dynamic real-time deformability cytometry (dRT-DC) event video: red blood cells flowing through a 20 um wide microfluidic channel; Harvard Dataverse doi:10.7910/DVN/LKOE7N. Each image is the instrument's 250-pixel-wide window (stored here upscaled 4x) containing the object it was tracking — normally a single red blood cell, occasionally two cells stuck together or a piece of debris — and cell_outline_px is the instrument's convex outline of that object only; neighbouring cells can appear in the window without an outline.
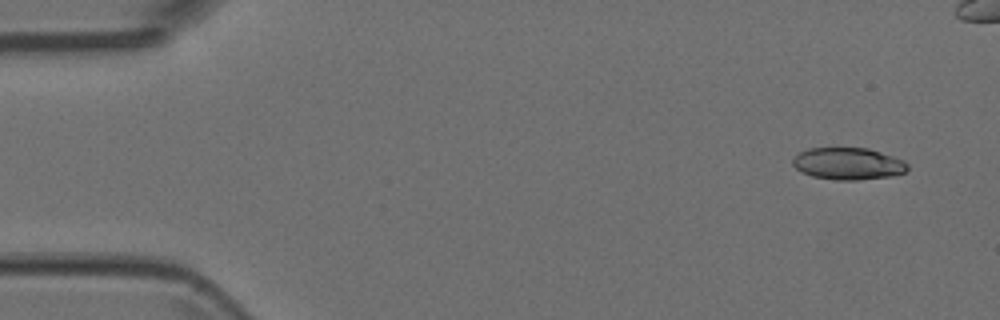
{"species": "Egyptian fruit bat (a non-hibernating species)", "species_latin": "Rousettus aegyptiacus", "temperature_condition": "room temperature", "stored_images_in_passage": 5, "camera_frame_rate_fps": 3000, "um_per_image_px": 0.085, "animal": {"sex": "female"}, "frame": {"image": 1, "passage_image": 1, "time_ms": 0.0, "image_size_px": [1000, 320], "cell_outline_px": [[908, 168], [904, 172], [892, 176], [856, 180], [836, 180], [812, 176], [796, 168], [792, 164], [792, 160], [800, 152], [808, 148], [868, 148], [904, 160], [908, 164]], "centroid_in_image_um": [72.1, 13.91], "position_along_channel_um": 12.9, "area_um2": 21.27}}